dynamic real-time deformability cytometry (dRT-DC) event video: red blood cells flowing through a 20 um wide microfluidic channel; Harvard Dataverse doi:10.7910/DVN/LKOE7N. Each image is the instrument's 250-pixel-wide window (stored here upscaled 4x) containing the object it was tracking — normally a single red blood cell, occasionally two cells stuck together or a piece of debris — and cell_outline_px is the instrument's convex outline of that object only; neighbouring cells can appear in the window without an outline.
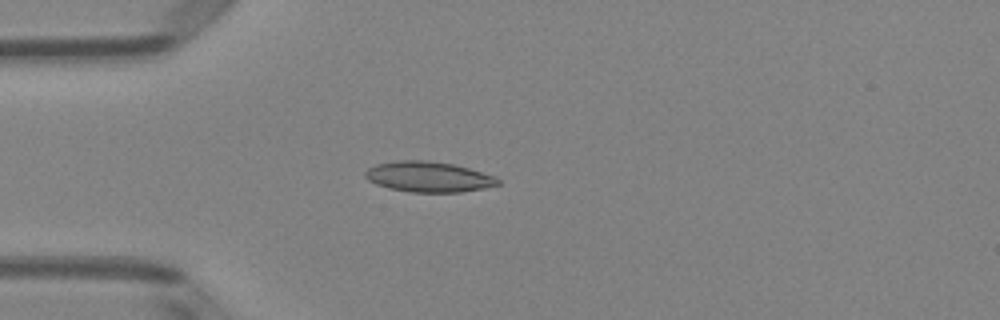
{"species": "Egyptian fruit bat (a non-hibernating species)", "species_latin": "Rousettus aegyptiacus", "temperature_condition": "room temperature", "stored_images_in_passage": 38, "camera_frame_rate_fps": 3000, "um_per_image_px": 0.085, "animal": {"sex": "female"}, "frame": {"image": 1, "passage_image": 1, "time_ms": 0.0, "image_size_px": [1000, 320], "cell_outline_px": [[500, 184], [484, 188], [460, 192], [408, 192], [388, 188], [376, 184], [368, 180], [364, 176], [364, 172], [368, 168], [376, 164], [396, 160], [428, 160], [456, 164], [496, 176], [500, 180]], "centroid_in_image_um": [36.42, 15.02], "position_along_channel_um": 48.6, "area_um2": 23.87}}
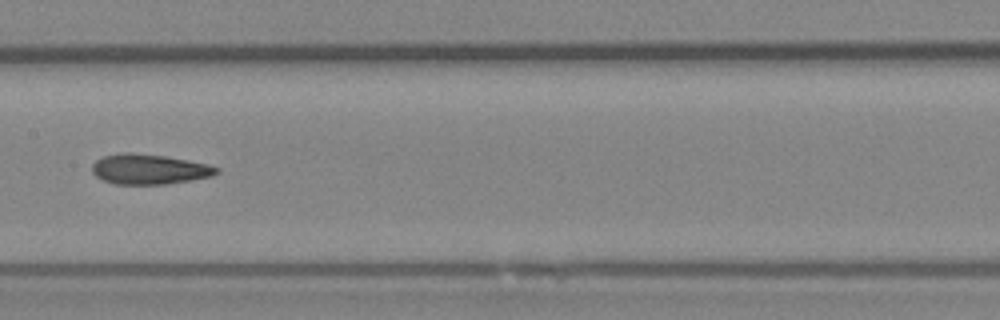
{"frame": {"image": 2, "passage_image": 13, "time_ms": 4.0, "image_size_px": [1000, 320], "cell_outline_px": [[220, 172], [212, 176], [164, 184], [116, 184], [104, 180], [96, 176], [92, 172], [92, 164], [96, 160], [104, 156], [124, 152], [128, 152], [164, 156], [188, 160], [208, 164], [220, 168]], "centroid_in_image_um": [12.69, 14.38], "position_along_channel_um": 194.7, "area_um2": 21.68}}
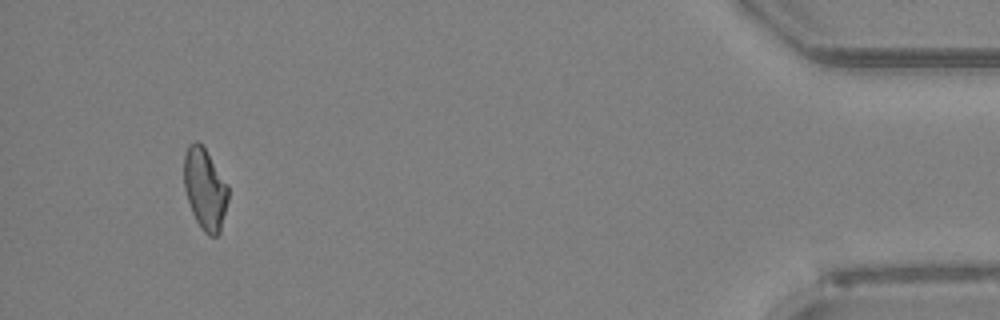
{"frame": {"image": 3, "passage_image": 35, "time_ms": 11.333, "image_size_px": [1000, 320], "cell_outline_px": [[228, 200], [220, 232], [216, 236], [208, 236], [204, 232], [196, 220], [192, 212], [184, 188], [184, 156], [188, 144], [196, 140], [204, 148], [228, 184]], "centroid_in_image_um": [17.42, 16.07], "position_along_channel_um": 417.8, "area_um2": 20.87}, "authors_computed_cell_mechanics": {"area_um2": 21.5594, "velocity_mm_per_s": 3.9976, "shape_relaxation_time_tau1_ms": null, "shape_relaxation_time_tau2_ms": 3.4142, "deformation_change_tau1": null, "deformation_change_tau2": 0.1178}}